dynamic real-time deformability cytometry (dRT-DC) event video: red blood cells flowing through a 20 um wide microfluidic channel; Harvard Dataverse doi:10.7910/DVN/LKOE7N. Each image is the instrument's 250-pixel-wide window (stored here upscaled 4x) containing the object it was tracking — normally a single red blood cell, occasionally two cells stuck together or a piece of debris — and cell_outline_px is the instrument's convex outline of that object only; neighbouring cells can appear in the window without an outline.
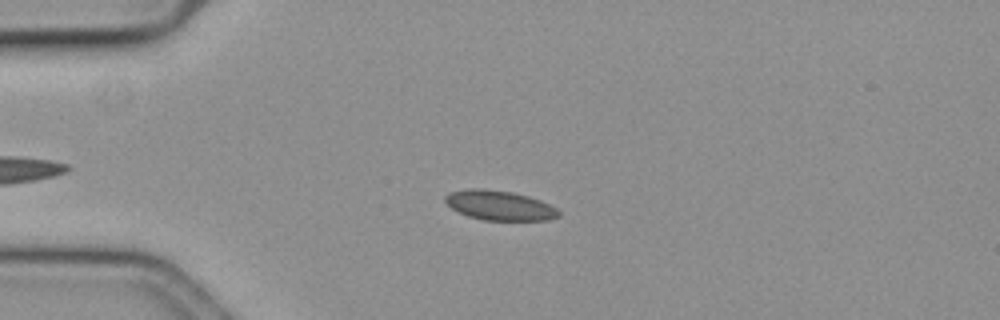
{"species": "common noctule bat (a hibernating species)", "species_latin": "Nyctalus noctula", "temperature_condition": "cold", "stored_images_in_passage": 52, "camera_frame_rate_fps": 3000, "um_per_image_px": 0.085, "animal": {"sex": "female", "body_mass_g": 19.3, "forearm_length_mm": 54.1}, "frame": {"image": 1, "passage_image": 13, "time_ms": 4.0, "image_size_px": [1000, 320], "cell_outline_px": [[560, 216], [548, 220], [484, 220], [468, 216], [452, 208], [444, 200], [444, 196], [448, 192], [468, 188], [484, 188], [512, 192], [528, 196], [540, 200], [556, 208], [560, 212]], "centroid_in_image_um": [42.44, 17.45], "position_along_channel_um": 42.6, "area_um2": 19.65}}
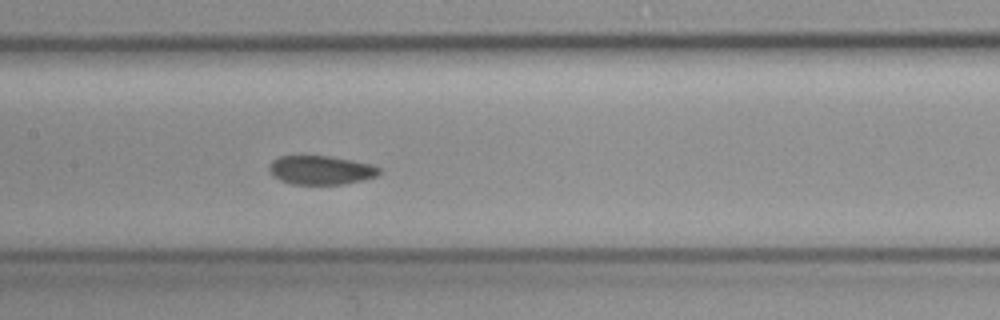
{"frame": {"image": 2, "passage_image": 27, "time_ms": 8.667, "image_size_px": [1000, 320], "cell_outline_px": [[380, 176], [340, 184], [288, 184], [272, 176], [268, 172], [268, 164], [272, 160], [280, 156], [328, 156], [352, 160], [372, 164], [380, 168]], "centroid_in_image_um": [27.23, 14.46], "position_along_channel_um": 180.2, "area_um2": 18.67}}
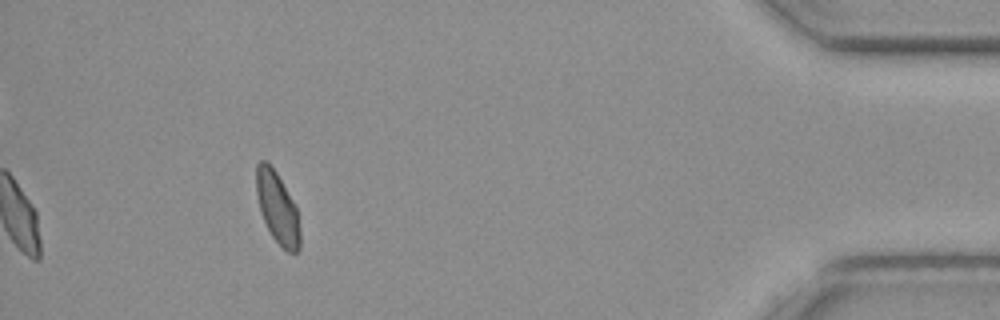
{"frame": {"image": 3, "passage_image": 52, "time_ms": 17.0, "image_size_px": [1000, 320], "cell_outline_px": [[300, 248], [296, 252], [288, 252], [272, 236], [260, 212], [256, 192], [256, 164], [260, 160], [264, 160], [276, 172], [296, 204], [300, 232]], "centroid_in_image_um": [23.58, 17.65], "position_along_channel_um": 411.6, "area_um2": 18.09}, "authors_computed_cell_mechanics": {"area_um2": 19.3341, "velocity_mm_per_s": 3.5259, "shape_relaxation_time_tau1_ms": null, "shape_relaxation_time_tau2_ms": 0.5966, "deformation_change_tau1": null, "deformation_change_tau2": 0.0475}}